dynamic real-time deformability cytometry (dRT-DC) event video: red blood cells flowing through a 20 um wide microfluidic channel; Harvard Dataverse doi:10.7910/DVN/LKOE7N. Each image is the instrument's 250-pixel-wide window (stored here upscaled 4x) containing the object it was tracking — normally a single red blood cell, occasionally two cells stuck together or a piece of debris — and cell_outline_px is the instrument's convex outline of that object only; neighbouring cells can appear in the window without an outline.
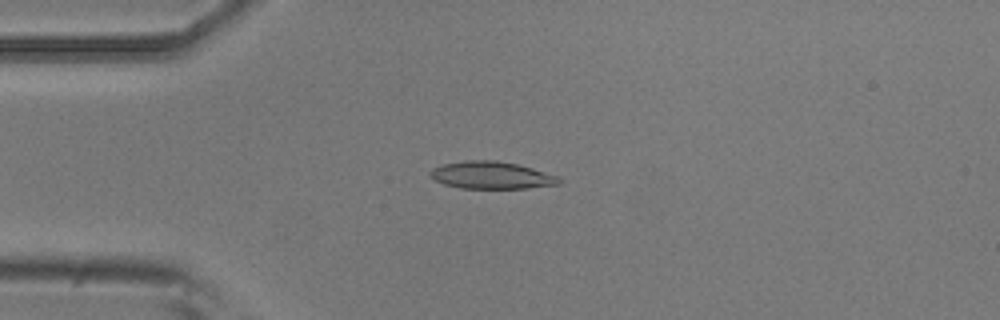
{"species": "common noctule bat (a hibernating species)", "species_latin": "Nyctalus noctula", "temperature_condition": "room temperature", "stored_images_in_passage": 46, "camera_frame_rate_fps": 3000, "um_per_image_px": 0.085, "animal": {"sex": "male", "body_mass_g": 20.5, "forearm_length_mm": 52.5}, "frame": {"image": 1, "passage_image": 5, "time_ms": 1.333, "image_size_px": [1000, 320], "cell_outline_px": [[564, 180], [560, 184], [524, 188], [460, 188], [444, 184], [428, 176], [428, 172], [432, 168], [440, 164], [464, 160], [496, 160], [516, 164], [532, 168], [556, 176]], "centroid_in_image_um": [41.72, 14.88], "position_along_channel_um": 43.3, "area_um2": 20.58}}
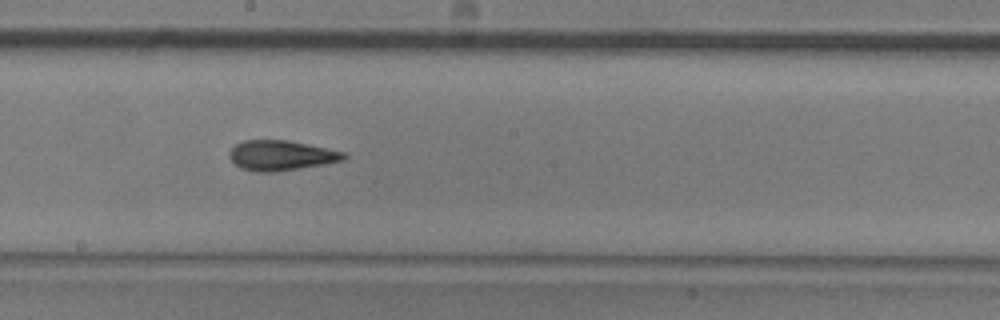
{"frame": {"image": 2, "passage_image": 21, "time_ms": 6.667, "image_size_px": [1000, 320], "cell_outline_px": [[348, 156], [344, 160], [324, 164], [276, 172], [256, 172], [240, 168], [228, 156], [228, 152], [236, 144], [244, 140], [288, 140], [344, 152]], "centroid_in_image_um": [23.87, 13.22], "position_along_channel_um": 224.3, "area_um2": 20.0}}
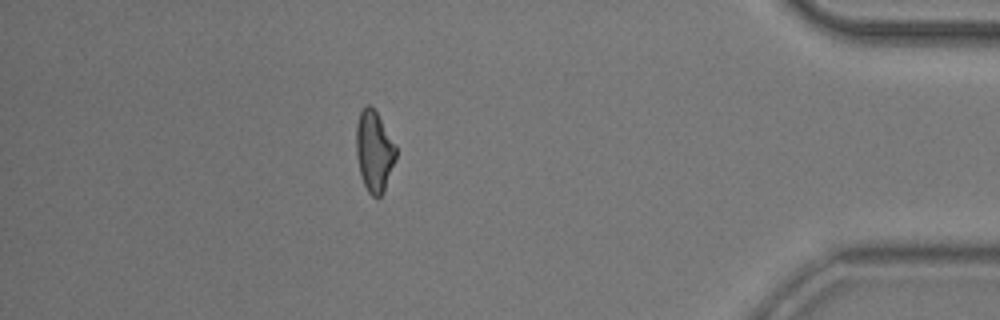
{"frame": {"image": 3, "passage_image": 39, "time_ms": 12.667, "image_size_px": [1000, 320], "cell_outline_px": [[396, 160], [384, 192], [380, 196], [372, 196], [368, 192], [360, 176], [356, 152], [356, 124], [360, 112], [364, 104], [368, 104], [376, 112], [396, 144]], "centroid_in_image_um": [31.81, 12.86], "position_along_channel_um": 403.4, "area_um2": 18.9}, "authors_computed_cell_mechanics": {"area_um2": 19.652, "velocity_mm_per_s": 3.7292, "shape_relaxation_time_tau1_ms": 5.1356, "shape_relaxation_time_tau2_ms": 2.5742, "deformation_change_tau1": 0.1759, "deformation_change_tau2": 0.1146}}